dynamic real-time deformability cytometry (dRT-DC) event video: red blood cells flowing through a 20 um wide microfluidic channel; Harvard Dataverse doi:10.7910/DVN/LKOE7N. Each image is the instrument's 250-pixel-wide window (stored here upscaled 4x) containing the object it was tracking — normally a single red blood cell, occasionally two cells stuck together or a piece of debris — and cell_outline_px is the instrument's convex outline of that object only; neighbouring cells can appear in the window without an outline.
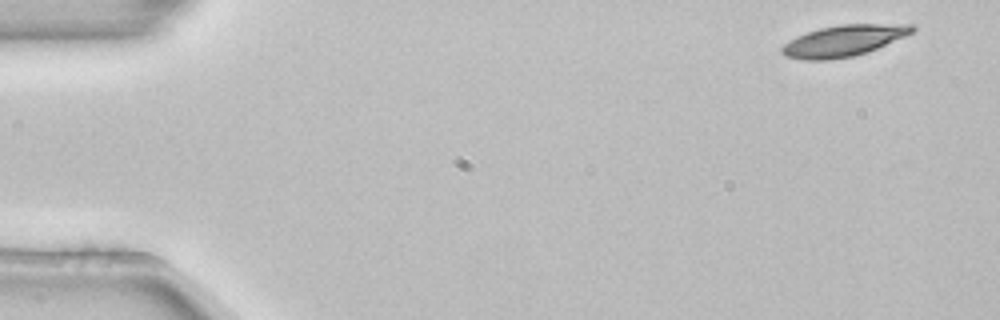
{"species": "common noctule bat (a hibernating species)", "species_latin": "Nyctalus noctula", "temperature_condition": "room temperature", "stored_images_in_passage": 4, "camera_frame_rate_fps": 3000, "um_per_image_px": 0.085, "animal": {"sex": "female", "body_mass_g": 22.7, "forearm_length_mm": 54.2}, "frame": {"image": 1, "passage_image": 1, "time_ms": 0.0, "image_size_px": [1000, 320], "cell_outline_px": [[916, 28], [912, 32], [904, 36], [868, 52], [852, 56], [828, 60], [804, 60], [784, 56], [780, 52], [780, 48], [788, 40], [796, 36], [820, 28], [840, 24], [912, 24]], "centroid_in_image_um": [71.66, 3.46], "position_along_channel_um": 13.3, "area_um2": 23.64}}
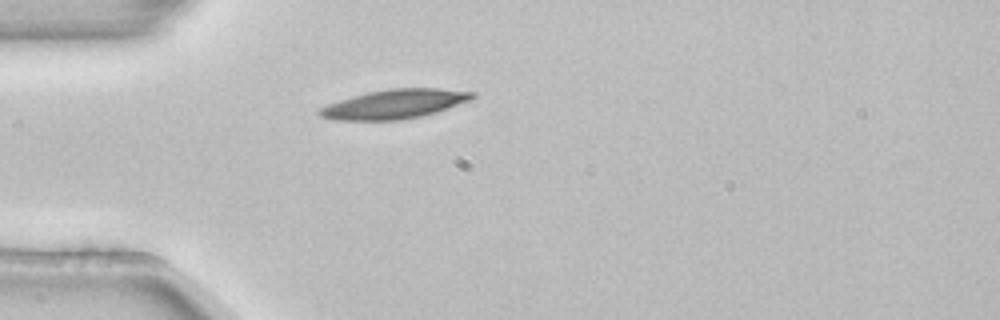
{"frame": {"image": 2, "passage_image": 4, "time_ms": 1.0, "image_size_px": [1000, 320], "cell_outline_px": [[476, 96], [472, 100], [436, 112], [420, 116], [400, 120], [332, 120], [320, 116], [316, 112], [320, 108], [328, 104], [352, 96], [368, 92], [388, 88], [440, 88], [476, 92]], "centroid_in_image_um": [33.56, 8.84], "position_along_channel_um": 51.4, "area_um2": 26.13}}